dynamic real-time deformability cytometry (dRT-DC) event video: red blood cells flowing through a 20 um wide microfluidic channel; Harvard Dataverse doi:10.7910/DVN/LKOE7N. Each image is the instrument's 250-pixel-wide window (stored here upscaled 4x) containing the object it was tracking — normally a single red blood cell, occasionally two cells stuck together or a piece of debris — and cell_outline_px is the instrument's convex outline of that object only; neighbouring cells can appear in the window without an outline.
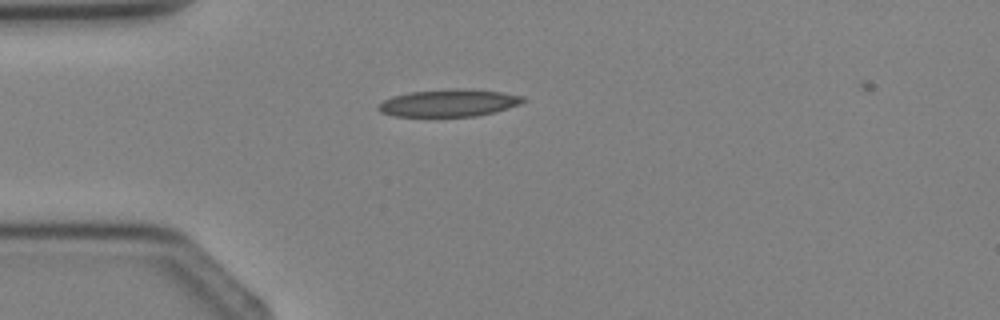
{"species": "Egyptian fruit bat (a non-hibernating species)", "species_latin": "Rousettus aegyptiacus", "temperature_condition": "cold", "stored_images_in_passage": 2, "camera_frame_rate_fps": 3000, "um_per_image_px": 0.085, "animal": {"sex": "female"}, "frame": {"image": 1, "passage_image": 2, "time_ms": 1.0, "image_size_px": [1000, 320], "cell_outline_px": [[524, 100], [520, 104], [496, 112], [476, 116], [392, 116], [380, 112], [376, 108], [384, 100], [392, 96], [412, 92], [452, 88], [500, 92], [524, 96]], "centroid_in_image_um": [38.13, 8.76], "position_along_channel_um": 46.9, "area_um2": 22.83}}